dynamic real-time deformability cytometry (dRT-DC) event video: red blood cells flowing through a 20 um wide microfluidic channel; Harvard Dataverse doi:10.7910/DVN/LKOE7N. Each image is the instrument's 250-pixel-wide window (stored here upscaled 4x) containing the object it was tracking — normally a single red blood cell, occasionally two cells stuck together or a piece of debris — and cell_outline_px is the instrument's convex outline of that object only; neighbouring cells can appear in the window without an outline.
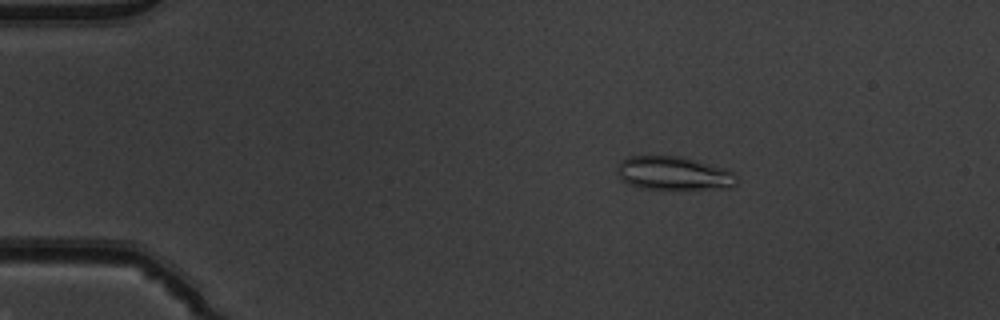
{"species": "common noctule bat (a hibernating species)", "species_latin": "Nyctalus noctula", "temperature_condition": "warm", "stored_images_in_passage": 53, "camera_frame_rate_fps": 3000, "um_per_image_px": 0.085, "animal": {"sex": "male", "body_mass_g": 19.5, "forearm_length_mm": 54.6}, "frame": {"image": 1, "passage_image": 10, "time_ms": 3.0, "image_size_px": [1000, 320], "cell_outline_px": [[740, 180], [736, 184], [728, 188], [640, 188], [628, 184], [620, 180], [616, 172], [616, 168], [620, 160], [628, 156], [676, 156], [724, 168], [732, 172]], "centroid_in_image_um": [57.19, 14.73], "position_along_channel_um": 27.8, "area_um2": 23.12}}
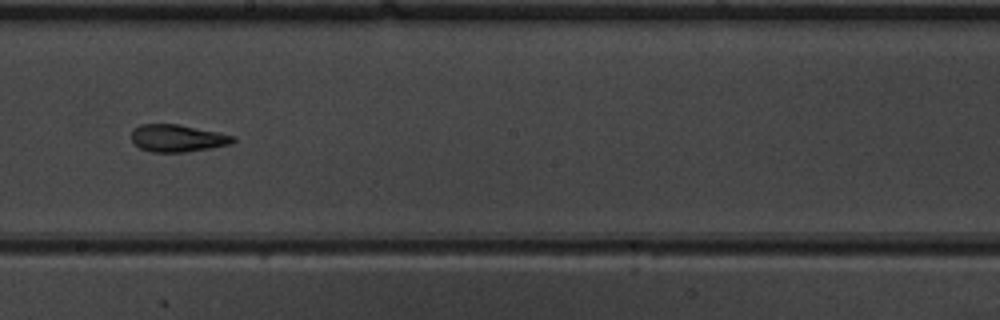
{"frame": {"image": 2, "passage_image": 31, "time_ms": 10.0, "image_size_px": [1000, 320], "cell_outline_px": [[236, 140], [232, 144], [184, 152], [152, 152], [140, 148], [132, 140], [132, 128], [140, 124], [176, 124], [236, 136]], "centroid_in_image_um": [15.07, 11.74], "position_along_channel_um": 233.1, "area_um2": 16.01}}
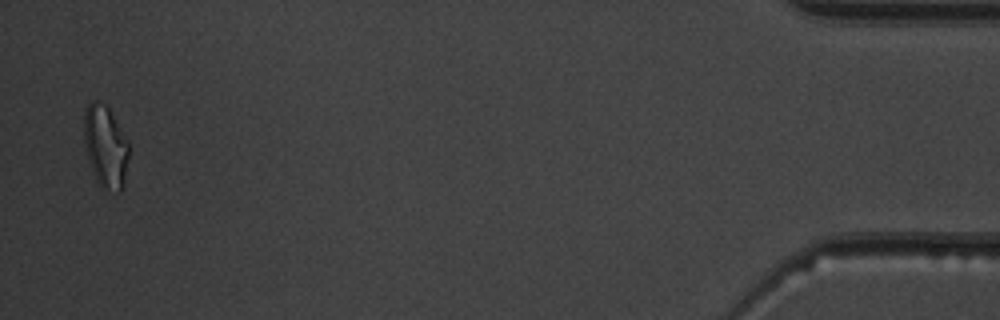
{"frame": {"image": 3, "passage_image": 52, "time_ms": 17.0, "image_size_px": [1000, 320], "cell_outline_px": [[128, 156], [124, 188], [120, 192], [100, 188], [92, 172], [84, 148], [84, 108], [92, 100], [96, 100], [104, 104], [108, 108], [128, 140]], "centroid_in_image_um": [8.95, 12.48], "position_along_channel_um": 426.3, "area_um2": 21.79}, "authors_computed_cell_mechanics": {"area_um2": 17.5712, "velocity_mm_per_s": 3.93, "shape_relaxation_time_tau1_ms": null, "shape_relaxation_time_tau2_ms": 2.5093, "deformation_change_tau1": null, "deformation_change_tau2": 0.0896}}